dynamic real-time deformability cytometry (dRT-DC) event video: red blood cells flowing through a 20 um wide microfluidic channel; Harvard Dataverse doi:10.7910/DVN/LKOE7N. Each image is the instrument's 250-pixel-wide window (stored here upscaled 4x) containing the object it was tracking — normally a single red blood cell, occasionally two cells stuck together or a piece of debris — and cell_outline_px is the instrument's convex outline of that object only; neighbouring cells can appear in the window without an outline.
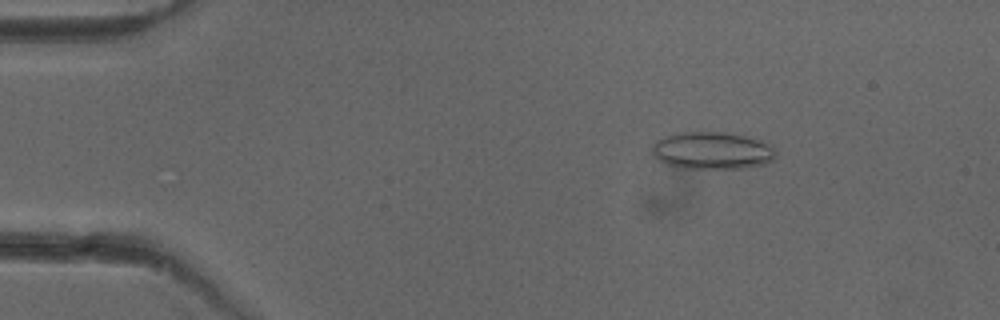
{"species": "common noctule bat (a hibernating species)", "species_latin": "Nyctalus noctula", "temperature_condition": "cold", "stored_images_in_passage": 52, "camera_frame_rate_fps": 3000, "um_per_image_px": 0.085, "animal": {"sex": "female"}, "frame": {"image": 1, "passage_image": 8, "time_ms": 2.333, "image_size_px": [1000, 320], "cell_outline_px": [[776, 156], [772, 160], [764, 164], [748, 168], [680, 168], [668, 164], [660, 160], [652, 152], [652, 144], [656, 140], [664, 136], [676, 132], [724, 132], [744, 136], [772, 144], [776, 152]], "centroid_in_image_um": [60.54, 12.8], "position_along_channel_um": 24.5, "area_um2": 26.99}}
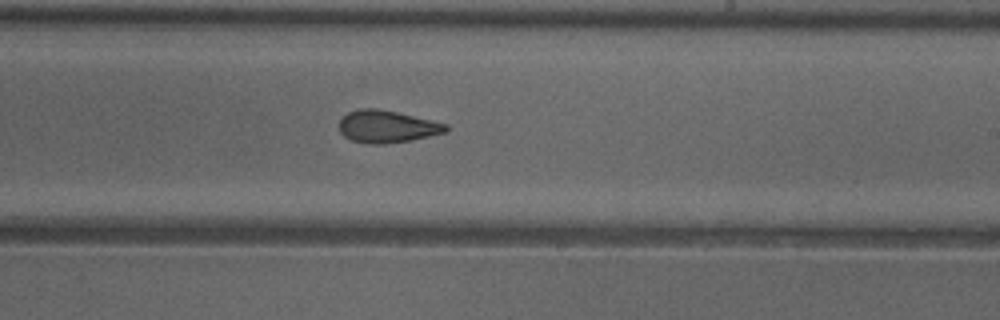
{"frame": {"image": 2, "passage_image": 31, "time_ms": 10.0, "image_size_px": [1000, 320], "cell_outline_px": [[448, 132], [412, 140], [384, 144], [368, 144], [352, 140], [344, 136], [340, 132], [340, 120], [348, 112], [360, 108], [376, 108], [396, 112], [448, 124]], "centroid_in_image_um": [32.91, 10.76], "position_along_channel_um": 256.1, "area_um2": 20.06}}
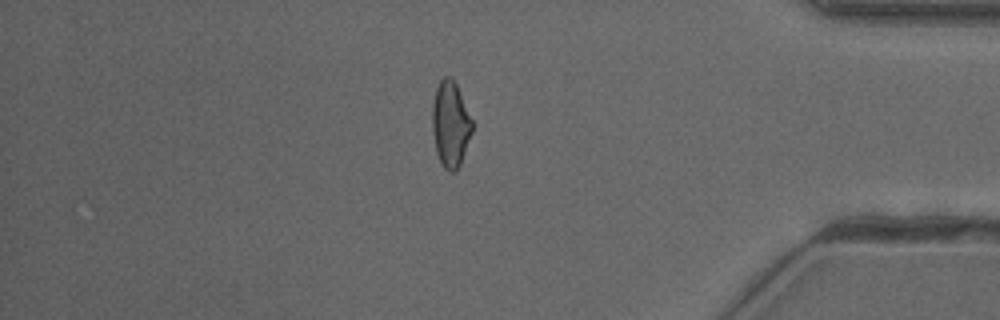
{"frame": {"image": 3, "passage_image": 44, "time_ms": 14.333, "image_size_px": [1000, 320], "cell_outline_px": [[472, 132], [460, 164], [456, 172], [448, 172], [444, 168], [436, 152], [432, 132], [432, 104], [436, 88], [440, 80], [444, 76], [452, 76], [456, 84], [472, 120]], "centroid_in_image_um": [38.27, 10.55], "position_along_channel_um": 396.9, "area_um2": 19.94}, "authors_computed_cell_mechanics": {"area_um2": 20.6057, "velocity_mm_per_s": 3.9864, "shape_relaxation_time_tau1_ms": null, "shape_relaxation_time_tau2_ms": 2.739, "deformation_change_tau1": null, "deformation_change_tau2": 0.1017}}